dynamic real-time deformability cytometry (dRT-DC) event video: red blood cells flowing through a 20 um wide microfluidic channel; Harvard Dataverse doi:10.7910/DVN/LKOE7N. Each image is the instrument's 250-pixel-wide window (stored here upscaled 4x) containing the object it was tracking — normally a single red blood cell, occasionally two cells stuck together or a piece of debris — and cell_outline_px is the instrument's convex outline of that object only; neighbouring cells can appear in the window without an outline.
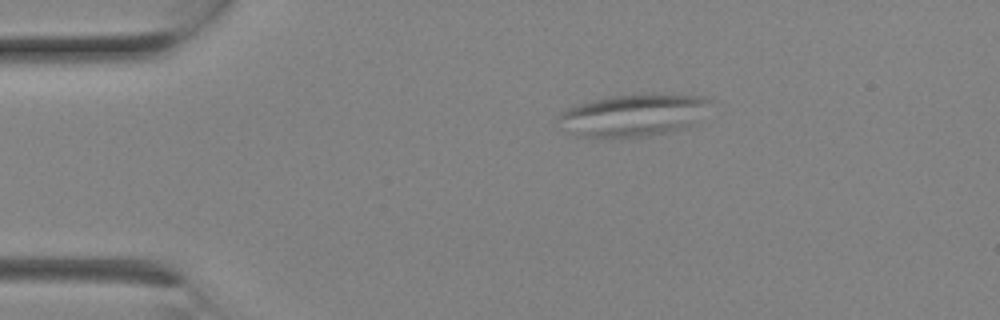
{"species": "Egyptian fruit bat (a non-hibernating species)", "species_latin": "Rousettus aegyptiacus", "temperature_condition": "room temperature", "stored_images_in_passage": 2, "camera_frame_rate_fps": 3000, "um_per_image_px": 0.085, "animal": {"sex": "female"}, "frame": {"image": 1, "passage_image": 1, "time_ms": 0.0, "image_size_px": [1000, 320], "cell_outline_px": [[708, 100], [692, 124], [680, 128], [648, 136], [576, 136], [556, 120], [556, 116], [560, 112], [568, 108], [580, 104], [612, 96], [704, 96]], "centroid_in_image_um": [53.68, 9.81], "position_along_channel_um": 31.3, "area_um2": 35.03}}
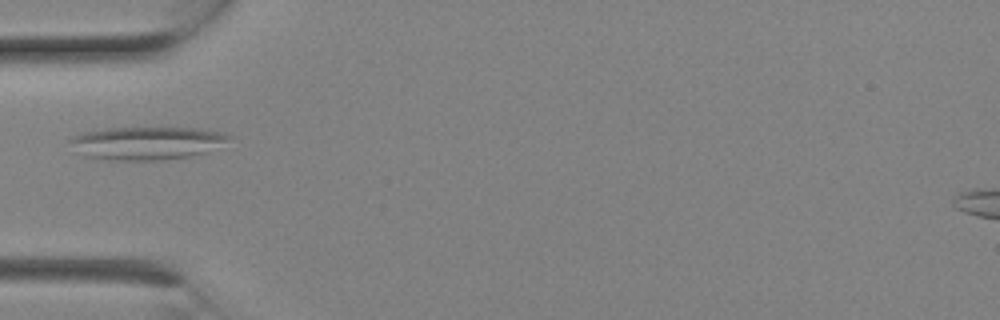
{"frame": {"image": 2, "passage_image": 2, "time_ms": 0.333, "image_size_px": [1000, 320], "cell_outline_px": [[232, 136], [204, 152], [188, 156], [164, 160], [108, 160], [84, 156], [68, 140], [84, 132], [108, 128], [196, 128], [220, 132]], "centroid_in_image_um": [12.42, 12.16], "position_along_channel_um": 72.6, "area_um2": 29.77}}